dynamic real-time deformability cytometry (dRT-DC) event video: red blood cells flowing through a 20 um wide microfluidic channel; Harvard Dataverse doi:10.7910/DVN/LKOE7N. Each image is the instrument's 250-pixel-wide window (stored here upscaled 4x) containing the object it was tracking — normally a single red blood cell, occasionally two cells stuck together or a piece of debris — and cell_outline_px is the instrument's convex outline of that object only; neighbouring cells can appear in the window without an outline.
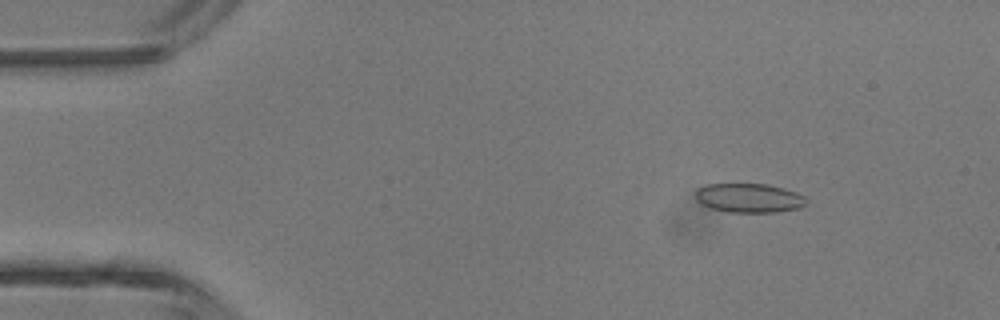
{"species": "common noctule bat (a hibernating species)", "species_latin": "Nyctalus noctula", "temperature_condition": "room temperature", "stored_images_in_passage": 4, "camera_frame_rate_fps": 3000, "um_per_image_px": 0.085, "animal": {"sex": "male", "body_mass_g": 13.3}, "frame": {"image": 1, "passage_image": 2, "time_ms": 1.333, "image_size_px": [1000, 320], "cell_outline_px": [[808, 200], [800, 208], [776, 212], [728, 212], [712, 208], [696, 200], [696, 188], [708, 184], [768, 184], [784, 188], [796, 192], [804, 196]], "centroid_in_image_um": [63.69, 16.82], "position_along_channel_um": 21.3, "area_um2": 18.79}}
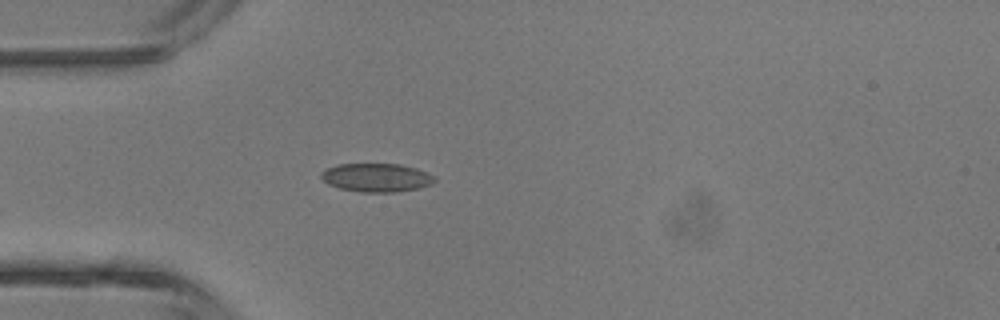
{"frame": {"image": 2, "passage_image": 4, "time_ms": 3.667, "image_size_px": [1000, 320], "cell_outline_px": [[436, 180], [432, 184], [420, 188], [396, 192], [360, 192], [340, 188], [328, 184], [320, 176], [320, 172], [336, 164], [400, 164], [416, 168], [436, 176]], "centroid_in_image_um": [32.02, 15.09], "position_along_channel_um": 53.0, "area_um2": 18.96}}